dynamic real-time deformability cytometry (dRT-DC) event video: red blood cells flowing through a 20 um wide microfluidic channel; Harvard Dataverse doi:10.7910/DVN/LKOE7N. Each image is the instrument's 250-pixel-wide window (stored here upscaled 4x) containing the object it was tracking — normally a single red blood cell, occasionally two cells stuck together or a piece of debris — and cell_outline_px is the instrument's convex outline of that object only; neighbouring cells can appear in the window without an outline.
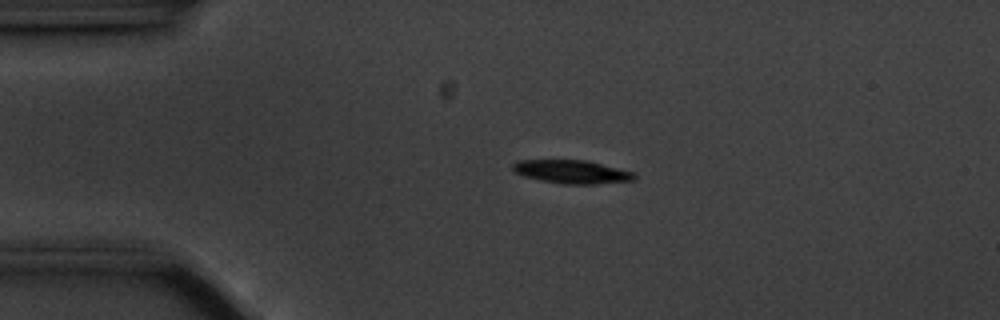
{"species": "common noctule bat (a hibernating species)", "species_latin": "Nyctalus noctula", "temperature_condition": "cold", "stored_images_in_passage": 46, "camera_frame_rate_fps": 3000, "um_per_image_px": 0.085, "animal": {"sex": "male", "body_mass_g": 20.1, "forearm_length_mm": 53.5}, "frame": {"image": 1, "passage_image": 1, "time_ms": 0.0, "image_size_px": [1000, 320], "cell_outline_px": [[636, 180], [596, 184], [564, 184], [540, 180], [524, 176], [516, 172], [512, 168], [512, 164], [516, 160], [588, 160], [636, 172]], "centroid_in_image_um": [48.66, 14.6], "position_along_channel_um": 36.3, "area_um2": 16.76}}
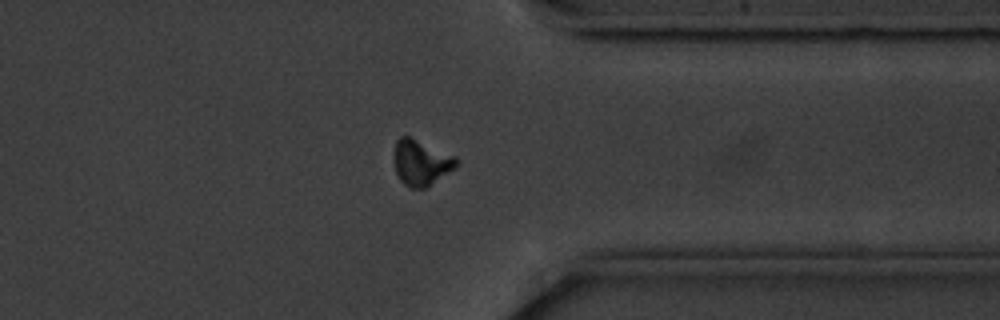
{"frame": {"image": 2, "passage_image": 33, "time_ms": 10.667, "image_size_px": [1000, 320], "cell_outline_px": [[456, 164], [452, 168], [424, 188], [412, 188], [404, 184], [400, 180], [396, 172], [392, 160], [396, 140], [400, 136], [412, 136], [456, 156]], "centroid_in_image_um": [35.71, 13.76], "position_along_channel_um": 375.7, "area_um2": 16.47}}
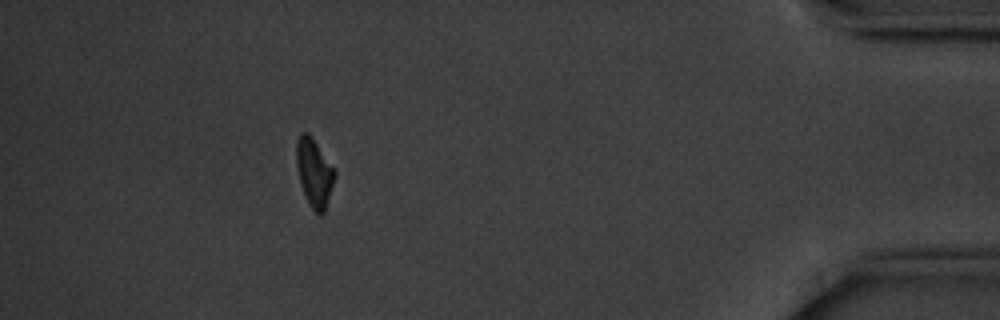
{"frame": {"image": 3, "passage_image": 40, "time_ms": 13.0, "image_size_px": [1000, 320], "cell_outline_px": [[336, 176], [324, 212], [320, 216], [308, 204], [300, 180], [296, 164], [296, 140], [300, 132], [308, 132], [336, 168]], "centroid_in_image_um": [26.73, 14.63], "position_along_channel_um": 408.5, "area_um2": 15.37}}